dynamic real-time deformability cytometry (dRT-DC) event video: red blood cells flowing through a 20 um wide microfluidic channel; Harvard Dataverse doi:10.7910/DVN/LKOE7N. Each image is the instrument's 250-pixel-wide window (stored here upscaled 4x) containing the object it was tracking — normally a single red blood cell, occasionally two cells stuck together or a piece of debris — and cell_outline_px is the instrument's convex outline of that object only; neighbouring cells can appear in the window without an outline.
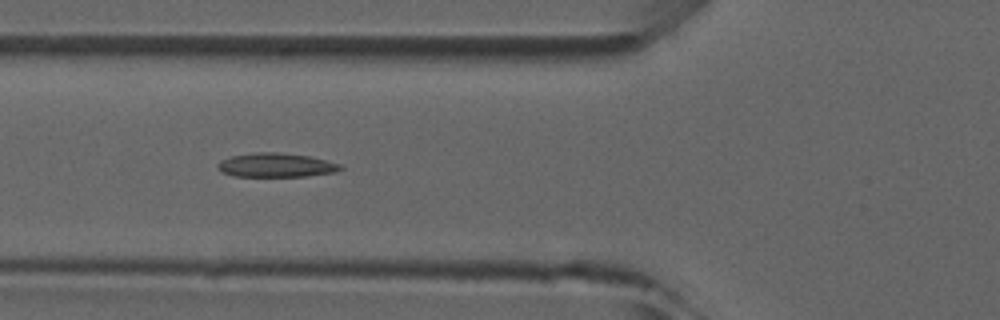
{"species": "common noctule bat (a hibernating species)", "species_latin": "Nyctalus noctula", "temperature_condition": "room temperature", "stored_images_in_passage": 7, "camera_frame_rate_fps": 3000, "um_per_image_px": 0.085, "animal": {"sex": "male", "forearm_length_mm": 52.5}, "frame": {"image": 1, "passage_image": 5, "time_ms": 5.333, "image_size_px": [1000, 320], "cell_outline_px": [[344, 168], [336, 172], [308, 176], [232, 176], [216, 168], [216, 164], [220, 160], [232, 156], [256, 152], [276, 152], [308, 156], [340, 164]], "centroid_in_image_um": [23.44, 14.04], "position_along_channel_um": 102.4, "area_um2": 17.11}}
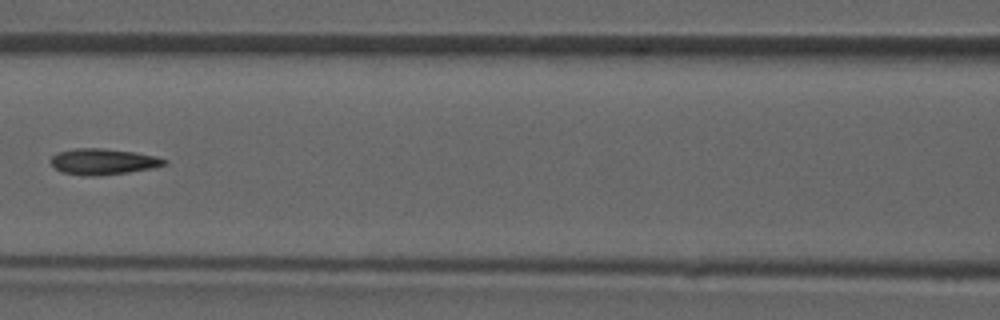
{"frame": {"image": 2, "passage_image": 6, "time_ms": 6.667, "image_size_px": [1000, 320], "cell_outline_px": [[168, 164], [152, 168], [128, 172], [100, 176], [84, 176], [60, 172], [52, 164], [52, 156], [60, 152], [76, 148], [104, 148], [136, 152], [156, 156], [168, 160]], "centroid_in_image_um": [8.81, 13.74], "position_along_channel_um": 157.8, "area_um2": 17.28}}